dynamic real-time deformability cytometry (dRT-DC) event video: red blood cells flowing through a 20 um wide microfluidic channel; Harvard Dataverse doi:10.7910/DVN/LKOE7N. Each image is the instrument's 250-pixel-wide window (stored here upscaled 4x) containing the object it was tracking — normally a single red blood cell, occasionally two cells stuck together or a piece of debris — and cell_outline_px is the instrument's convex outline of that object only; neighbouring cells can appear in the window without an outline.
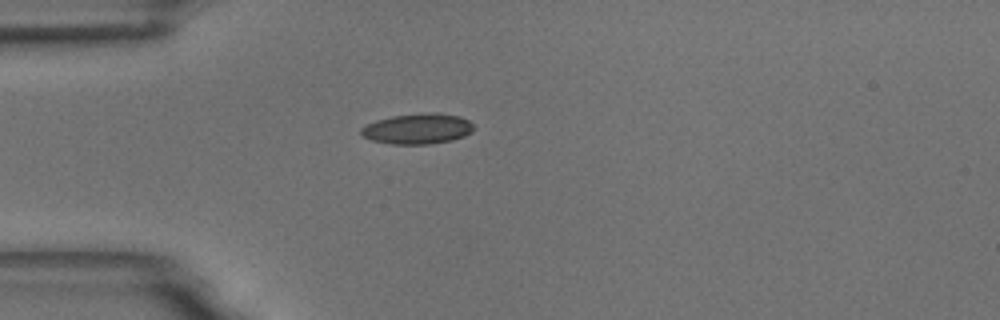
{"species": "common noctule bat (a hibernating species)", "species_latin": "Nyctalus noctula", "temperature_condition": "room temperature", "stored_images_in_passage": 41, "camera_frame_rate_fps": 3000, "um_per_image_px": 0.085, "animal": {"sex": "male", "body_mass_g": 18.8}, "frame": {"image": 1, "passage_image": 1, "time_ms": 0.0, "image_size_px": [1000, 320], "cell_outline_px": [[472, 132], [464, 136], [452, 140], [428, 144], [392, 144], [372, 140], [360, 136], [360, 128], [376, 120], [392, 116], [436, 112], [460, 116], [468, 120], [472, 124]], "centroid_in_image_um": [35.47, 10.95], "position_along_channel_um": 49.5, "area_um2": 19.94}}
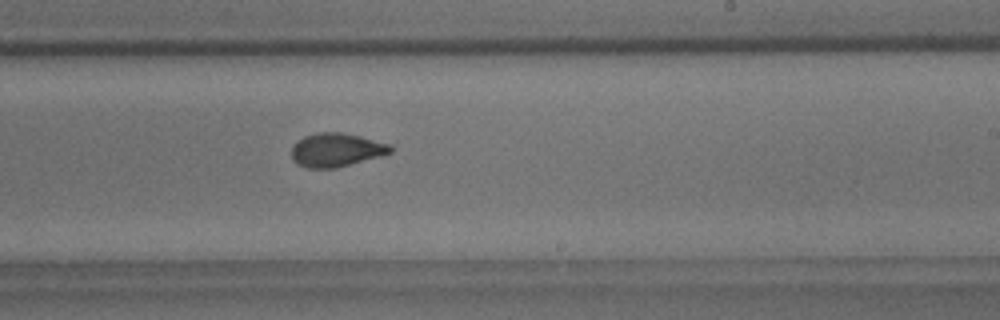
{"frame": {"image": 2, "passage_image": 19, "time_ms": 6.0, "image_size_px": [1000, 320], "cell_outline_px": [[392, 152], [380, 156], [336, 168], [308, 168], [296, 164], [292, 160], [292, 148], [304, 136], [316, 132], [340, 132], [360, 136], [392, 144]], "centroid_in_image_um": [28.59, 12.74], "position_along_channel_um": 260.4, "area_um2": 19.36}}
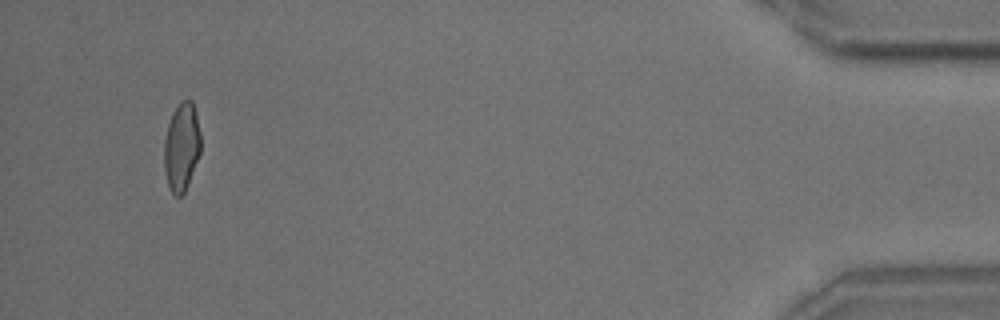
{"frame": {"image": 3, "passage_image": 38, "time_ms": 12.333, "image_size_px": [1000, 320], "cell_outline_px": [[200, 152], [184, 192], [180, 196], [176, 196], [172, 192], [168, 184], [164, 168], [164, 140], [168, 124], [172, 112], [180, 100], [192, 100], [196, 112], [200, 132]], "centroid_in_image_um": [15.42, 12.43], "position_along_channel_um": 419.8, "area_um2": 18.67}, "authors_computed_cell_mechanics": {"area_um2": 19.363, "velocity_mm_per_s": 3.6984, "shape_relaxation_time_tau1_ms": 4.1644, "shape_relaxation_time_tau2_ms": 2.0233, "deformation_change_tau1": 0.1195, "deformation_change_tau2": 0.0862}}